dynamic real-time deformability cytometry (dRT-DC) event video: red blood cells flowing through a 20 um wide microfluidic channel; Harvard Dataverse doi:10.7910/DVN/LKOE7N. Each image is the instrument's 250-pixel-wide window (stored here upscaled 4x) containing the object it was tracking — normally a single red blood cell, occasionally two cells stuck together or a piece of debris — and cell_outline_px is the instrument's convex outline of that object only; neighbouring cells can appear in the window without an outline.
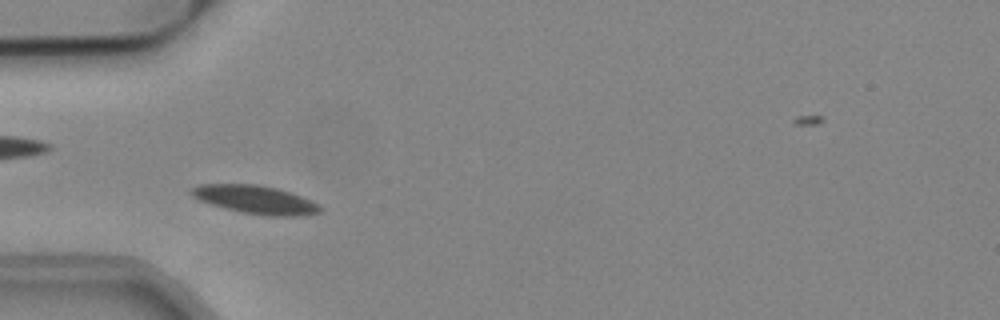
{"species": "common noctule bat (a hibernating species)", "species_latin": "Nyctalus noctula", "temperature_condition": "cold", "stored_images_in_passage": 46, "camera_frame_rate_fps": 3000, "um_per_image_px": 0.085, "animal": {"sex": "male", "body_mass_g": 19.2, "forearm_length_mm": 51.8}, "frame": {"image": 1, "passage_image": 8, "time_ms": 2.333, "image_size_px": [1000, 320], "cell_outline_px": [[324, 212], [300, 216], [268, 216], [244, 212], [208, 204], [192, 196], [188, 192], [192, 188], [200, 184], [256, 184], [276, 188], [292, 192], [320, 204], [324, 208]], "centroid_in_image_um": [21.77, 16.97], "position_along_channel_um": 63.2, "area_um2": 21.44}}
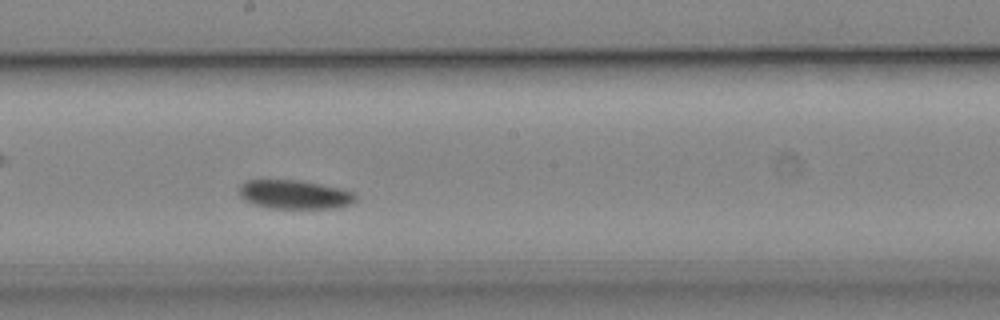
{"frame": {"image": 2, "passage_image": 21, "time_ms": 6.667, "image_size_px": [1000, 320], "cell_outline_px": [[356, 200], [352, 204], [336, 208], [268, 208], [252, 204], [244, 200], [240, 196], [240, 184], [248, 180], [296, 180], [320, 184], [340, 188], [352, 192], [356, 196]], "centroid_in_image_um": [25.03, 16.54], "position_along_channel_um": 223.2, "area_um2": 19.59}}
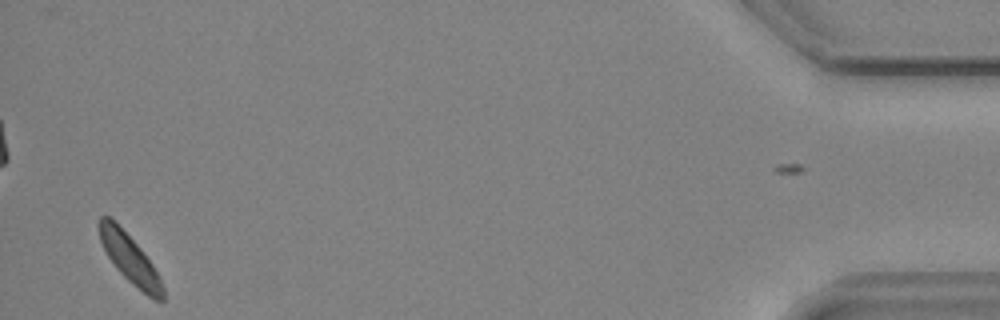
{"frame": {"image": 3, "passage_image": 44, "time_ms": 14.333, "image_size_px": [1000, 320], "cell_outline_px": [[164, 300], [152, 300], [132, 284], [116, 268], [108, 256], [100, 240], [96, 224], [100, 216], [108, 216], [140, 248], [152, 264], [160, 276], [164, 288]], "centroid_in_image_um": [11.04, 22.03], "position_along_channel_um": 424.2, "area_um2": 17.86}, "authors_computed_cell_mechanics": {"area_um2": 19.5942, "velocity_mm_per_s": 3.7374, "shape_relaxation_time_tau1_ms": 2.7847, "shape_relaxation_time_tau2_ms": null, "deformation_change_tau1": 0.0819, "deformation_change_tau2": null}}